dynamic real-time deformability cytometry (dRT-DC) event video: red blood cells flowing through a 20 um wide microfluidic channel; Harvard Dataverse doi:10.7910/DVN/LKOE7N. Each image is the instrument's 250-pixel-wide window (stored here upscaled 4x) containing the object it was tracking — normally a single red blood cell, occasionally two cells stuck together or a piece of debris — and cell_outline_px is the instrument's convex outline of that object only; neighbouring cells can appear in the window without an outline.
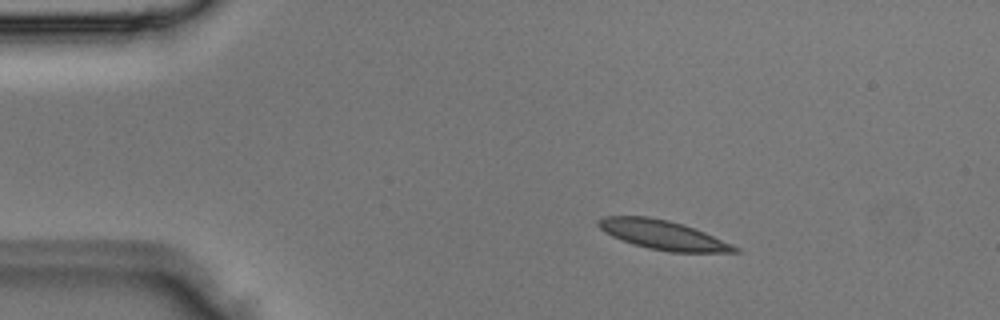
{"species": "Egyptian fruit bat (a non-hibernating species)", "species_latin": "Rousettus aegyptiacus", "temperature_condition": "room temperature", "stored_images_in_passage": 2, "camera_frame_rate_fps": 3000, "um_per_image_px": 0.085, "animal": {"sex": "male"}, "frame": {"image": 1, "passage_image": 1, "time_ms": 0.0, "image_size_px": [1000, 320], "cell_outline_px": [[740, 252], [672, 252], [648, 248], [632, 244], [612, 236], [604, 232], [596, 224], [596, 220], [604, 216], [648, 216], [668, 220], [704, 232], [732, 244], [740, 248]], "centroid_in_image_um": [56.3, 19.96], "position_along_channel_um": 28.7, "area_um2": 23.06}}